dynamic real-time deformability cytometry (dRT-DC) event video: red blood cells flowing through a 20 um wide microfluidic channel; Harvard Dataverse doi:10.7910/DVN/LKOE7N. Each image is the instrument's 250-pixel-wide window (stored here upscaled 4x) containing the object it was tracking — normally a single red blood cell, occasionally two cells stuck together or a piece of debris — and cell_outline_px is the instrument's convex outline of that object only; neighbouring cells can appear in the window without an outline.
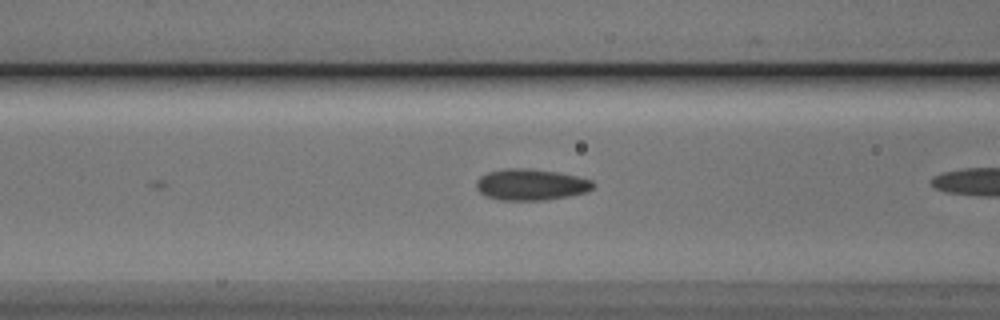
{"species": "Egyptian fruit bat (a non-hibernating species)", "species_latin": "Rousettus aegyptiacus", "temperature_condition": "cold", "stored_images_in_passage": 7, "camera_frame_rate_fps": 3000, "um_per_image_px": 0.085, "animal": {"sex": "male"}, "frame": {"image": 1, "passage_image": 7, "time_ms": 2.0, "image_size_px": [1000, 320], "cell_outline_px": [[592, 188], [588, 192], [568, 196], [544, 200], [500, 200], [484, 196], [476, 188], [476, 180], [480, 176], [488, 172], [504, 168], [528, 168], [556, 172], [576, 176], [592, 180]], "centroid_in_image_um": [45.08, 15.69], "position_along_channel_um": 121.5, "area_um2": 21.33}}